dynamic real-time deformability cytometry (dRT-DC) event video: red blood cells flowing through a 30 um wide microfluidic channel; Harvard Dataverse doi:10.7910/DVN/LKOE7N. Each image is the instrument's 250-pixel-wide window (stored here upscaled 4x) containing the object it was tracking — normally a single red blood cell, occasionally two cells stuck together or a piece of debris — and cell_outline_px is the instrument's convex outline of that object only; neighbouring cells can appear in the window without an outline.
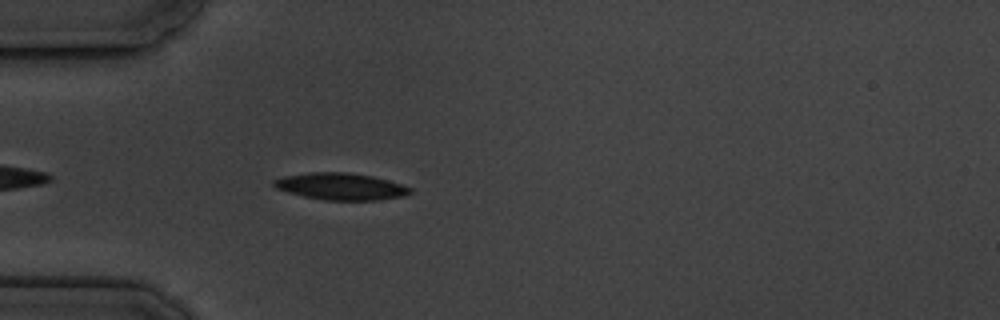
{"species": "common noctule bat (a hibernating species)", "species_latin": "Nyctalus noctula", "temperature_condition": "cold", "stored_images_in_passage": 2, "camera_frame_rate_fps": 3000, "um_per_image_px": 0.085, "animal": {"sex": "male", "body_mass_g": 19.5, "forearm_length_mm": 54.6}, "frame": {"image": 1, "passage_image": 2, "time_ms": 1.333, "image_size_px": [1000, 320], "cell_outline_px": [[412, 192], [404, 196], [376, 200], [324, 200], [304, 196], [288, 192], [276, 188], [272, 184], [272, 180], [284, 176], [308, 172], [348, 172], [372, 176], [388, 180], [412, 188]], "centroid_in_image_um": [28.95, 15.84], "position_along_channel_um": 56.0, "area_um2": 21.33}}